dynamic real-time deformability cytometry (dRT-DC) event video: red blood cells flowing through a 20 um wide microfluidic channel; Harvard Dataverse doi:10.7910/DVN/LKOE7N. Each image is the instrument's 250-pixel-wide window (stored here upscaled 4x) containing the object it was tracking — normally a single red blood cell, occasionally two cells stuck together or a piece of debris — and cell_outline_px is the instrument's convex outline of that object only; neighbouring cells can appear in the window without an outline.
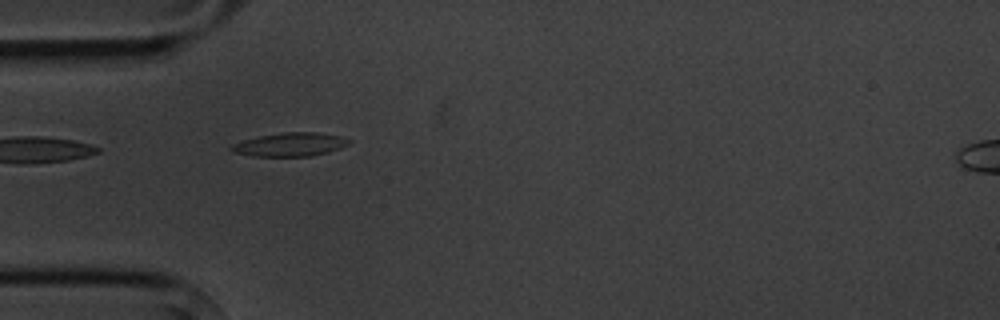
{"species": "common noctule bat (a hibernating species)", "species_latin": "Nyctalus noctula", "temperature_condition": "cold", "stored_images_in_passage": 7, "camera_frame_rate_fps": 3000, "um_per_image_px": 0.085, "animal": {"sex": "male", "body_mass_g": 20.1, "forearm_length_mm": 53.5}, "frame": {"image": 1, "passage_image": 5, "time_ms": 4.667, "image_size_px": [1000, 320], "cell_outline_px": [[352, 140], [348, 144], [340, 148], [328, 152], [312, 156], [252, 156], [232, 152], [228, 148], [232, 144], [244, 140], [260, 136], [280, 132], [316, 132], [340, 136]], "centroid_in_image_um": [24.64, 12.28], "position_along_channel_um": 60.4, "area_um2": 16.18}}
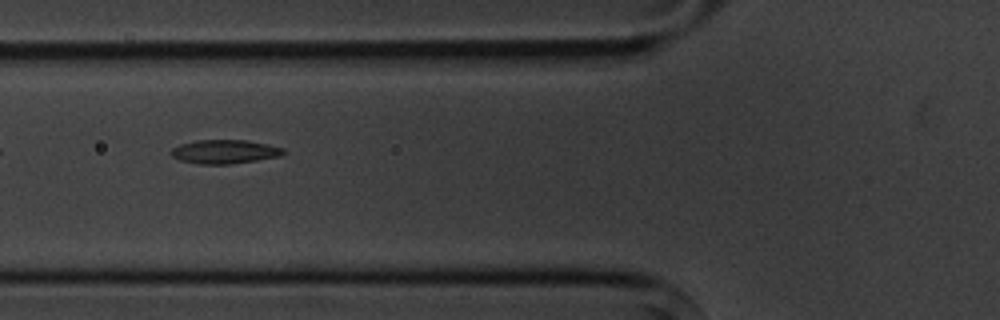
{"frame": {"image": 2, "passage_image": 6, "time_ms": 6.0, "image_size_px": [1000, 320], "cell_outline_px": [[284, 152], [280, 156], [232, 164], [196, 164], [180, 160], [172, 156], [168, 152], [172, 148], [180, 144], [196, 140], [248, 140], [268, 144], [284, 148]], "centroid_in_image_um": [19.06, 12.89], "position_along_channel_um": 106.7, "area_um2": 15.72}}
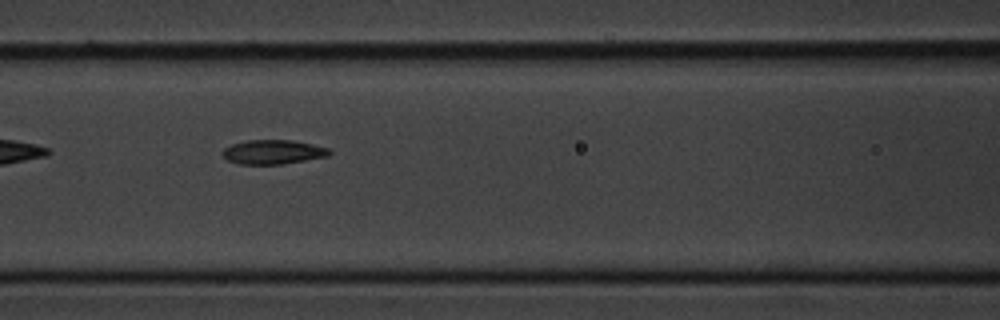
{"frame": {"image": 3, "passage_image": 7, "time_ms": 7.0, "image_size_px": [1000, 320], "cell_outline_px": [[332, 152], [328, 156], [284, 164], [240, 164], [228, 160], [220, 152], [224, 148], [232, 144], [244, 140], [292, 140], [312, 144], [328, 148]], "centroid_in_image_um": [23.2, 12.91], "position_along_channel_um": 143.4, "area_um2": 15.14}}